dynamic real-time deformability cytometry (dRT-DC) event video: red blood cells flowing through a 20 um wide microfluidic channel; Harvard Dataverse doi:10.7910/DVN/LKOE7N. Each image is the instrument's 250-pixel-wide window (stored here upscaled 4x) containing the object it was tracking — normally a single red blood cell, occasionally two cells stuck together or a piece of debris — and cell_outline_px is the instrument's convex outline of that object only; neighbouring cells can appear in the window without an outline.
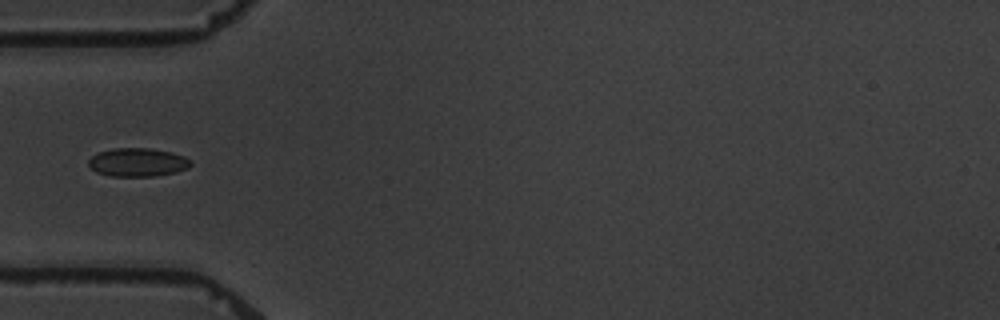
{"species": "common noctule bat (a hibernating species)", "species_latin": "Nyctalus noctula", "temperature_condition": "warm", "stored_images_in_passage": 10, "camera_frame_rate_fps": 3000, "um_per_image_px": 0.085, "animal": {"sex": "male", "body_mass_g": 19.5, "forearm_length_mm": 54.6}, "frame": {"image": 1, "passage_image": 6, "time_ms": 6.667, "image_size_px": [1000, 320], "cell_outline_px": [[192, 164], [188, 168], [176, 172], [156, 176], [108, 176], [96, 172], [88, 164], [88, 160], [96, 152], [112, 148], [148, 148], [172, 152], [184, 156], [192, 160]], "centroid_in_image_um": [11.7, 13.79], "position_along_channel_um": 73.3, "area_um2": 17.17}}
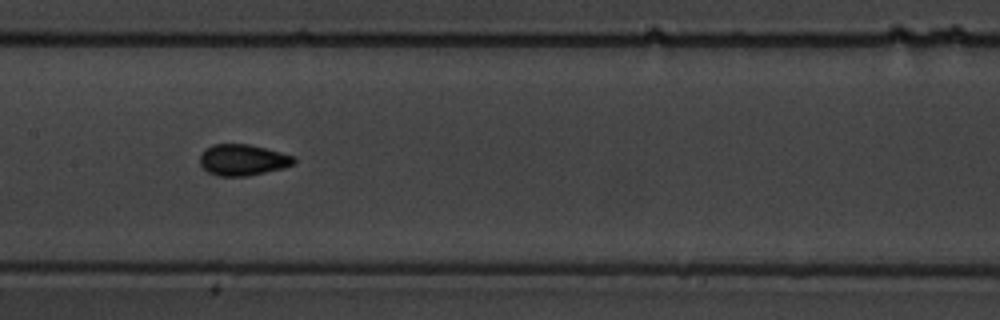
{"frame": {"image": 2, "passage_image": 9, "time_ms": 10.0, "image_size_px": [1000, 320], "cell_outline_px": [[296, 160], [292, 164], [284, 168], [248, 176], [216, 176], [208, 172], [200, 164], [200, 156], [204, 148], [212, 144], [248, 144], [296, 156]], "centroid_in_image_um": [20.62, 13.59], "position_along_channel_um": 186.8, "area_um2": 17.17}}
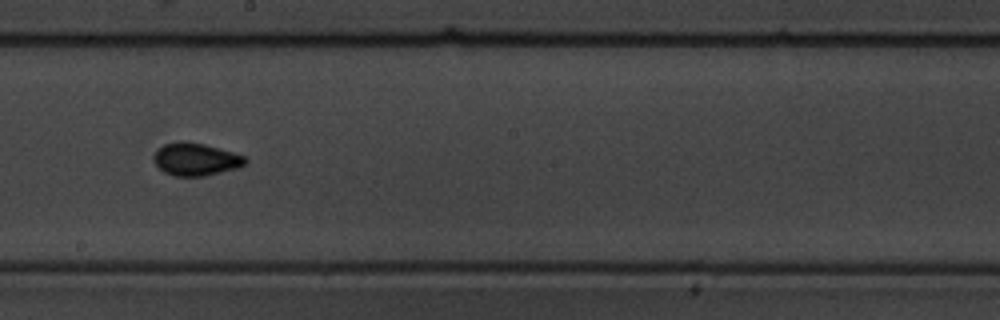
{"frame": {"image": 3, "passage_image": 10, "time_ms": 11.333, "image_size_px": [1000, 320], "cell_outline_px": [[248, 160], [240, 168], [204, 176], [176, 176], [164, 172], [152, 160], [152, 156], [164, 144], [204, 144], [232, 152], [244, 156]], "centroid_in_image_um": [16.67, 13.59], "position_along_channel_um": 231.5, "area_um2": 16.82}}